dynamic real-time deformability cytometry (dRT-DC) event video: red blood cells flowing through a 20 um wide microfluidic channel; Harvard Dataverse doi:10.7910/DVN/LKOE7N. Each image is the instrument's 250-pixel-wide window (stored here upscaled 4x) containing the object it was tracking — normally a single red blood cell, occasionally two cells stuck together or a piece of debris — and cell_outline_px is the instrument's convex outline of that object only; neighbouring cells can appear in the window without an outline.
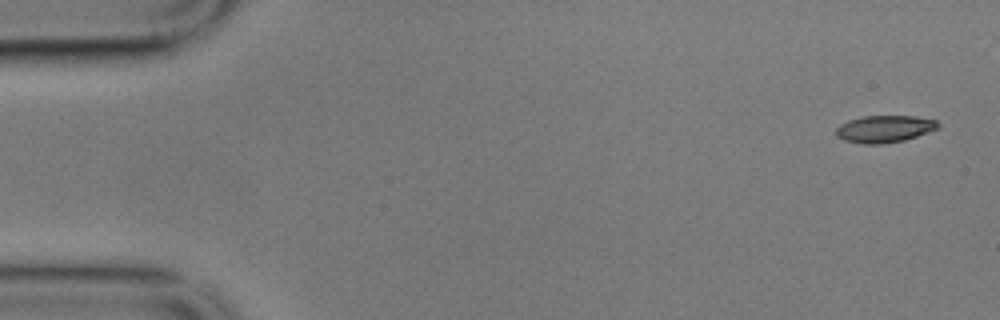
{"species": "common noctule bat (a hibernating species)", "species_latin": "Nyctalus noctula", "temperature_condition": "cold", "stored_images_in_passage": 4, "camera_frame_rate_fps": 3000, "um_per_image_px": 0.085, "animal": {"sex": "male", "body_mass_g": 17.9}, "frame": {"image": 1, "passage_image": 1, "time_ms": 0.0, "image_size_px": [1000, 320], "cell_outline_px": [[940, 128], [904, 140], [880, 144], [864, 144], [844, 140], [836, 136], [836, 128], [840, 124], [848, 120], [864, 116], [916, 116], [936, 120], [940, 124]], "centroid_in_image_um": [75.19, 10.95], "position_along_channel_um": 9.8, "area_um2": 16.13}}
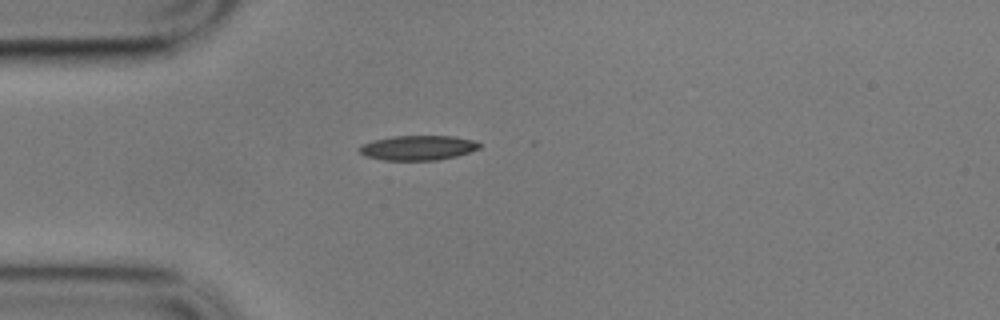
{"frame": {"image": 2, "passage_image": 4, "time_ms": 1.0, "image_size_px": [1000, 320], "cell_outline_px": [[480, 148], [456, 156], [436, 160], [384, 160], [364, 156], [356, 148], [372, 140], [392, 136], [452, 136], [476, 140], [480, 144]], "centroid_in_image_um": [35.5, 12.56], "position_along_channel_um": 49.5, "area_um2": 17.34}}